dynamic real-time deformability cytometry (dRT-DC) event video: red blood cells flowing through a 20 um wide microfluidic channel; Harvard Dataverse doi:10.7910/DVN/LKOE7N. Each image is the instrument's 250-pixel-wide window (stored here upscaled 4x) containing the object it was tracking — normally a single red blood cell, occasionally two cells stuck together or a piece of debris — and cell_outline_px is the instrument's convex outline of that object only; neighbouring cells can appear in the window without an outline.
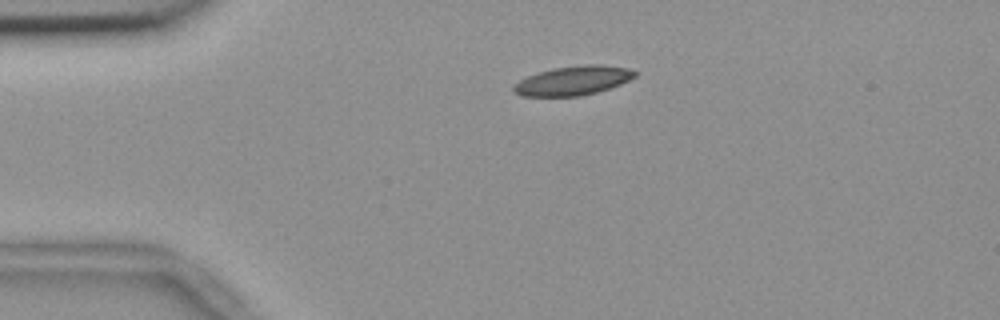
{"species": "common noctule bat (a hibernating species)", "species_latin": "Nyctalus noctula", "temperature_condition": "room temperature", "stored_images_in_passage": 2, "camera_frame_rate_fps": 3000, "um_per_image_px": 0.085, "animal": {"sex": "female", "body_mass_g": 18.4}, "frame": {"image": 1, "passage_image": 2, "time_ms": 0.333, "image_size_px": [1000, 320], "cell_outline_px": [[632, 72], [624, 80], [588, 92], [560, 96], [544, 96], [524, 92], [572, 68], [608, 68]], "centroid_in_image_um": [49.23, 6.93], "position_along_channel_um": 35.8, "area_um2": 12.89}}